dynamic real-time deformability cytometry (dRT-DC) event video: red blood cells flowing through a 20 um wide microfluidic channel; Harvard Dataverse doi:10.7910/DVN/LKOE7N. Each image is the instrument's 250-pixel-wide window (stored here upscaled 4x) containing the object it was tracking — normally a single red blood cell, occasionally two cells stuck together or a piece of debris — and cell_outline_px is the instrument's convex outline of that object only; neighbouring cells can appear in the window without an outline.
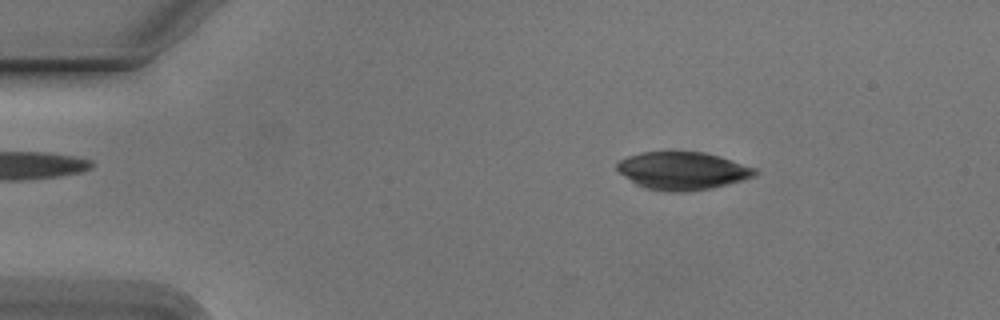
{"species": "Egyptian fruit bat (a non-hibernating species)", "species_latin": "Rousettus aegyptiacus", "temperature_condition": "cold", "stored_images_in_passage": 53, "camera_frame_rate_fps": 3000, "um_per_image_px": 0.085, "animal": {"sex": "male"}, "frame": {"image": 1, "passage_image": 8, "time_ms": 2.333, "image_size_px": [1000, 320], "cell_outline_px": [[760, 172], [752, 176], [740, 180], [712, 188], [684, 192], [668, 192], [644, 188], [636, 184], [620, 172], [616, 168], [616, 164], [620, 160], [628, 156], [640, 152], [704, 152], [720, 156], [756, 168]], "centroid_in_image_um": [58.0, 14.51], "position_along_channel_um": 27.0, "area_um2": 30.23}}
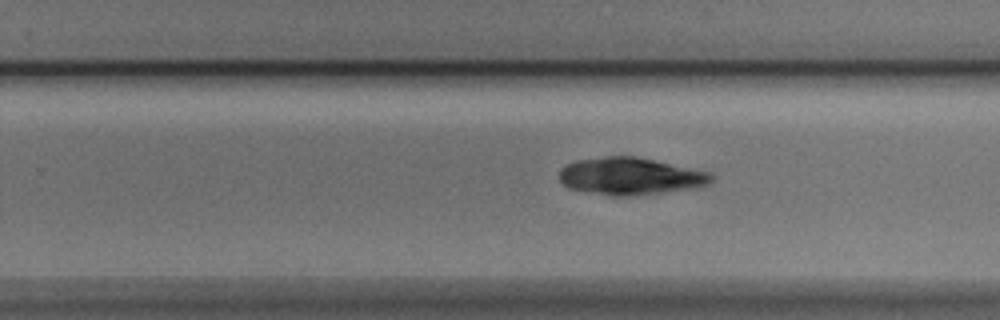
{"frame": {"image": 2, "passage_image": 33, "time_ms": 10.667, "image_size_px": [1000, 320], "cell_outline_px": [[716, 176], [708, 184], [696, 188], [664, 192], [628, 196], [612, 196], [568, 188], [560, 180], [560, 168], [576, 160], [608, 156], [632, 156], [712, 172]], "centroid_in_image_um": [53.61, 14.98], "position_along_channel_um": 276.2, "area_um2": 32.89}}
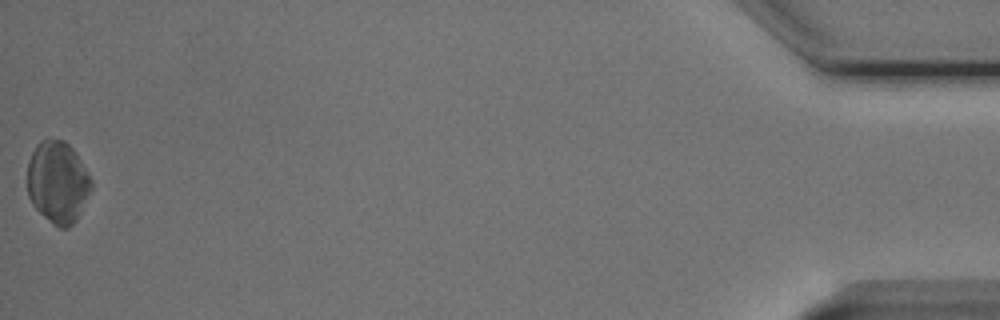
{"frame": {"image": 3, "passage_image": 53, "time_ms": 17.333, "image_size_px": [1000, 320], "cell_outline_px": [[92, 188], [76, 220], [68, 228], [60, 228], [52, 224], [32, 204], [28, 196], [28, 164], [32, 152], [36, 144], [40, 140], [64, 140], [72, 148], [92, 180]], "centroid_in_image_um": [4.9, 15.5], "position_along_channel_um": 430.3, "area_um2": 30.23}}